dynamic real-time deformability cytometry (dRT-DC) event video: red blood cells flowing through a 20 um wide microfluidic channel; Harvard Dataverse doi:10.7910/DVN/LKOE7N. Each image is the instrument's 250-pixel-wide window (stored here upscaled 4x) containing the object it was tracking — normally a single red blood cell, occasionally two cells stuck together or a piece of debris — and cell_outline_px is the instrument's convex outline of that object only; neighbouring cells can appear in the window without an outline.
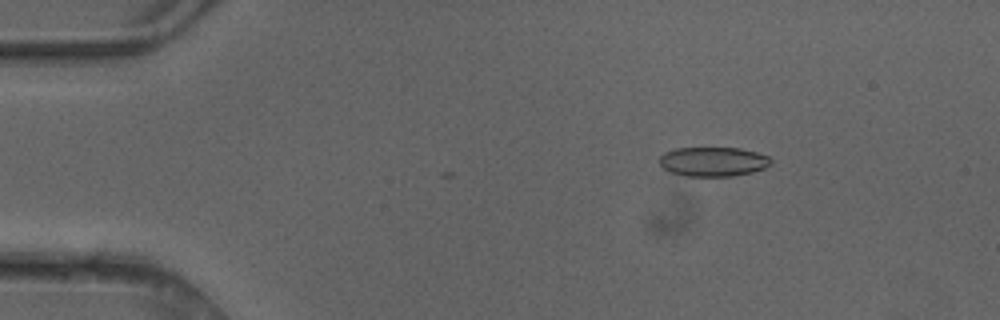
{"species": "common noctule bat (a hibernating species)", "species_latin": "Nyctalus noctula", "temperature_condition": "cold", "stored_images_in_passage": 5, "camera_frame_rate_fps": 3000, "um_per_image_px": 0.085, "animal": {"sex": "female"}, "frame": {"image": 1, "passage_image": 3, "time_ms": 0.667, "image_size_px": [1000, 320], "cell_outline_px": [[772, 164], [764, 168], [752, 172], [732, 176], [684, 176], [668, 172], [656, 160], [664, 152], [676, 148], [740, 148], [756, 152], [768, 156], [772, 160]], "centroid_in_image_um": [60.58, 13.74], "position_along_channel_um": 24.4, "area_um2": 19.31}}
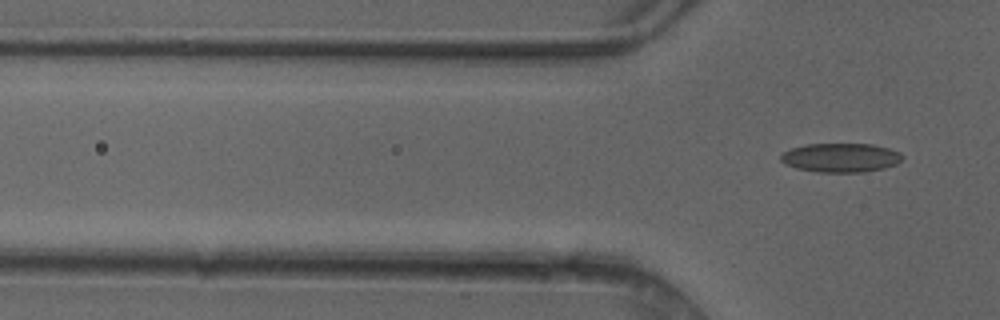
{"frame": {"image": 2, "passage_image": 5, "time_ms": 1.333, "image_size_px": [1000, 320], "cell_outline_px": [[904, 156], [896, 164], [884, 168], [864, 172], [816, 172], [796, 168], [784, 164], [780, 160], [780, 152], [804, 144], [872, 144], [888, 148], [900, 152]], "centroid_in_image_um": [71.42, 13.4], "position_along_channel_um": 54.4, "area_um2": 20.75}}